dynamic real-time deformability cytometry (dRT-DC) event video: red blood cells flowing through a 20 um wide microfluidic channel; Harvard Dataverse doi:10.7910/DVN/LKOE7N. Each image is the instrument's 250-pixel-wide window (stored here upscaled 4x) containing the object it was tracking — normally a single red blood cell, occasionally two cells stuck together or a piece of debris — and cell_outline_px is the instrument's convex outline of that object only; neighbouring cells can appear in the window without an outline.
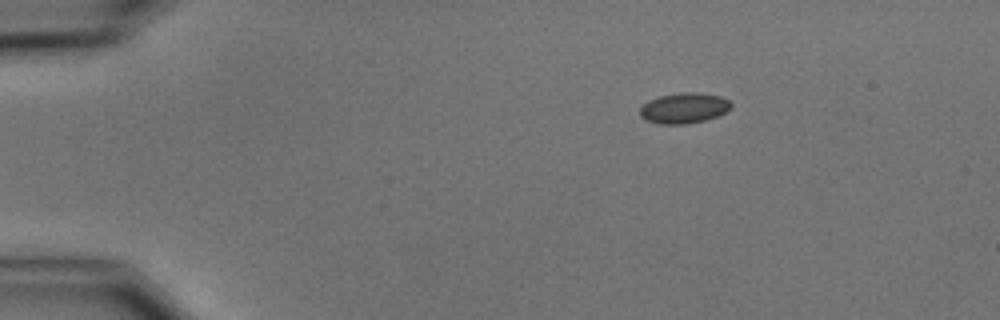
{"species": "common noctule bat (a hibernating species)", "species_latin": "Nyctalus noctula", "temperature_condition": "cold", "stored_images_in_passage": 6, "camera_frame_rate_fps": 3000, "um_per_image_px": 0.085, "animal": {"sex": "male", "body_mass_g": 15.6}, "frame": {"image": 1, "passage_image": 6, "time_ms": 6.0, "image_size_px": [1000, 320], "cell_outline_px": [[732, 108], [716, 116], [704, 120], [684, 124], [660, 124], [644, 120], [640, 116], [640, 108], [648, 100], [660, 96], [680, 92], [700, 92], [720, 96], [728, 100], [732, 104]], "centroid_in_image_um": [58.12, 9.18], "position_along_channel_um": 26.9, "area_um2": 16.24}}